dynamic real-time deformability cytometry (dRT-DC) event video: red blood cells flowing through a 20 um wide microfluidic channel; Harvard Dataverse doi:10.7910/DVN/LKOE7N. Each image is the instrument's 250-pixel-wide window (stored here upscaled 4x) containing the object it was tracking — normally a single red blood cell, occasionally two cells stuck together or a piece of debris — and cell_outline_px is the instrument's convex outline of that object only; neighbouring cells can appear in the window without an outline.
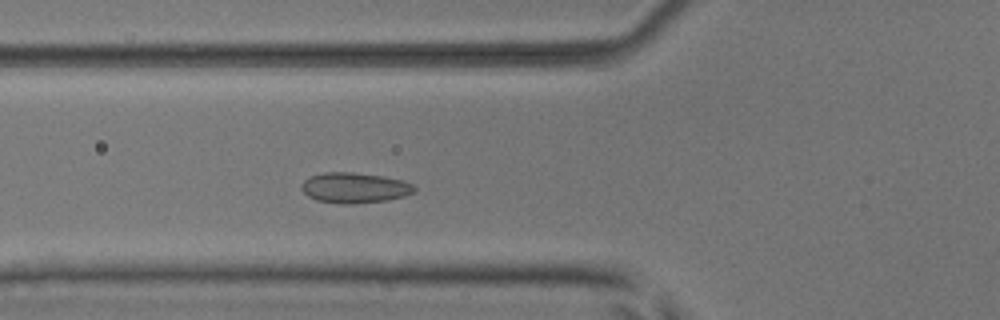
{"species": "common noctule bat (a hibernating species)", "species_latin": "Nyctalus noctula", "temperature_condition": "room temperature", "stored_images_in_passage": 4, "camera_frame_rate_fps": 3000, "um_per_image_px": 0.085, "animal": {"sex": "male", "body_mass_g": 17.9, "forearm_length_mm": 54.2}, "frame": {"image": 1, "passage_image": 4, "time_ms": 1.0, "image_size_px": [1000, 320], "cell_outline_px": [[416, 192], [404, 196], [388, 200], [352, 204], [340, 204], [316, 200], [308, 196], [300, 188], [300, 184], [304, 180], [312, 176], [324, 172], [352, 172], [380, 176], [404, 180], [412, 184], [416, 188]], "centroid_in_image_um": [30.14, 15.97], "position_along_channel_um": 95.7, "area_um2": 20.11}}